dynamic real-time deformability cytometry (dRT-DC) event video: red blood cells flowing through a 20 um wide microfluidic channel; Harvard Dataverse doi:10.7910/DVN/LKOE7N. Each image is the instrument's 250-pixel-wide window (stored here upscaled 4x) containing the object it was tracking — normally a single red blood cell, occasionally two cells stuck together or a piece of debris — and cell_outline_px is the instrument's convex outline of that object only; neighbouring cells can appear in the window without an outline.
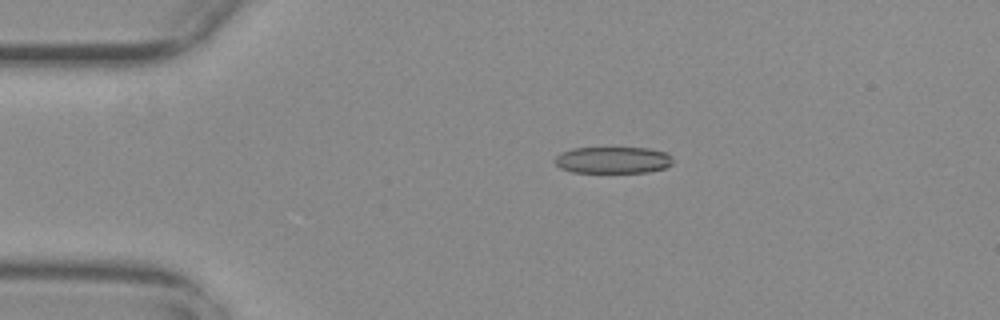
{"species": "common noctule bat (a hibernating species)", "species_latin": "Nyctalus noctula", "temperature_condition": "warm", "stored_images_in_passage": 54, "camera_frame_rate_fps": 3000, "um_per_image_px": 0.085, "animal": {"sex": "female", "body_mass_g": 29.2, "forearm_length_mm": 56.3}, "frame": {"image": 1, "passage_image": 11, "time_ms": 3.333, "image_size_px": [1000, 320], "cell_outline_px": [[672, 164], [664, 168], [648, 172], [572, 172], [560, 168], [552, 160], [560, 152], [572, 148], [648, 148], [664, 152], [672, 156]], "centroid_in_image_um": [52.06, 13.6], "position_along_channel_um": 32.9, "area_um2": 18.38}}
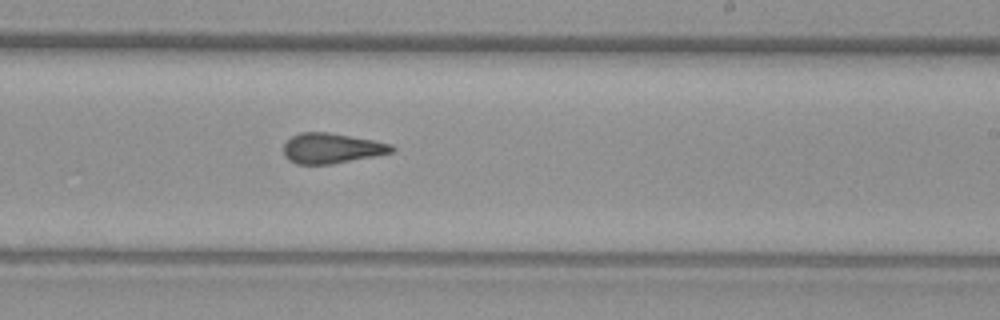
{"frame": {"image": 2, "passage_image": 33, "time_ms": 10.667, "image_size_px": [1000, 320], "cell_outline_px": [[396, 148], [392, 152], [332, 164], [296, 164], [288, 160], [284, 156], [284, 144], [292, 136], [300, 132], [328, 132], [372, 140], [392, 144]], "centroid_in_image_um": [28.15, 12.6], "position_along_channel_um": 260.8, "area_um2": 18.9}}
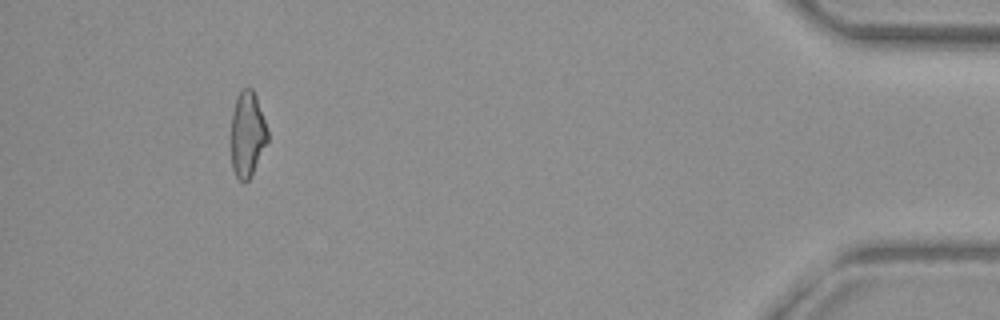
{"frame": {"image": 3, "passage_image": 51, "time_ms": 16.667, "image_size_px": [1000, 320], "cell_outline_px": [[268, 140], [248, 180], [244, 184], [236, 176], [232, 168], [232, 112], [236, 96], [240, 88], [252, 88], [256, 96], [268, 132]], "centroid_in_image_um": [21.01, 11.37], "position_along_channel_um": 414.2, "area_um2": 17.92}, "authors_computed_cell_mechanics": {"area_um2": 19.1318, "velocity_mm_per_s": 3.7227, "shape_relaxation_time_tau1_ms": null, "shape_relaxation_time_tau2_ms": 1.866, "deformation_change_tau1": null, "deformation_change_tau2": 0.11}}